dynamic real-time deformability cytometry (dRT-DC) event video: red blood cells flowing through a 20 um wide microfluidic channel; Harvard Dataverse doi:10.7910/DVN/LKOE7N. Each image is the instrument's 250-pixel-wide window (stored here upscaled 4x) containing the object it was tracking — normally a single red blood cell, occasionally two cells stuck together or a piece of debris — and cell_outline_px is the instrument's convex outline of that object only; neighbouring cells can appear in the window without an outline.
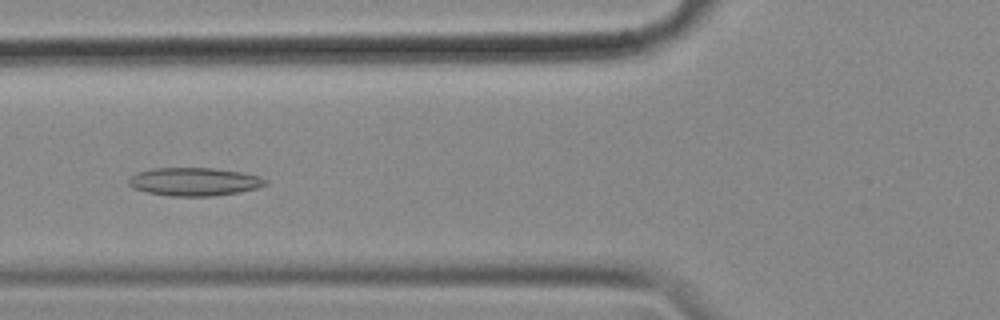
{"species": "common noctule bat (a hibernating species)", "species_latin": "Nyctalus noctula", "temperature_condition": "cold", "stored_images_in_passage": 56, "camera_frame_rate_fps": 3000, "um_per_image_px": 0.085, "animal": {"sex": "female", "body_mass_g": 18.4}, "frame": {"image": 1, "passage_image": 21, "time_ms": 6.667, "image_size_px": [1000, 320], "cell_outline_px": [[268, 184], [256, 188], [240, 192], [212, 196], [168, 196], [148, 192], [132, 188], [128, 184], [128, 180], [132, 176], [140, 172], [152, 168], [212, 168], [244, 172], [268, 180]], "centroid_in_image_um": [16.53, 15.45], "position_along_channel_um": 109.3, "area_um2": 22.43}}
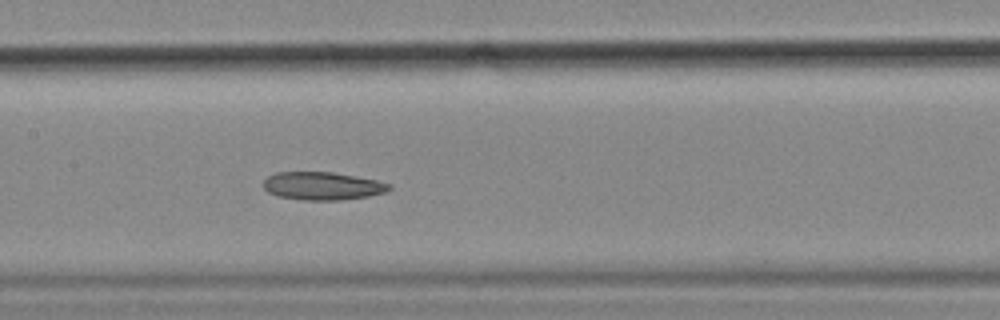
{"frame": {"image": 2, "passage_image": 27, "time_ms": 8.667, "image_size_px": [1000, 320], "cell_outline_px": [[392, 188], [384, 192], [368, 196], [340, 200], [304, 200], [276, 196], [268, 192], [264, 188], [264, 180], [268, 176], [276, 172], [332, 172], [376, 180], [392, 184]], "centroid_in_image_um": [27.4, 15.8], "position_along_channel_um": 180.0, "area_um2": 20.46}}
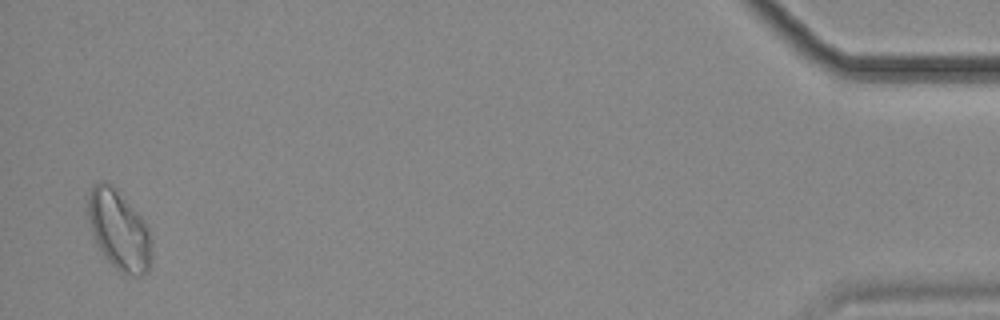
{"frame": {"image": 3, "passage_image": 55, "time_ms": 18.0, "image_size_px": [1000, 320], "cell_outline_px": [[152, 256], [148, 272], [140, 276], [124, 276], [104, 256], [92, 232], [88, 216], [88, 196], [92, 188], [96, 184], [104, 180], [108, 180], [112, 184], [148, 224], [152, 240]], "centroid_in_image_um": [10.16, 19.58], "position_along_channel_um": 425.0, "area_um2": 29.77}, "authors_computed_cell_mechanics": {"area_um2": 23.12, "velocity_mm_per_s": 3.5419, "shape_relaxation_time_tau1_ms": null, "shape_relaxation_time_tau2_ms": 11.2107, "deformation_change_tau1": null, "deformation_change_tau2": 0.188}}